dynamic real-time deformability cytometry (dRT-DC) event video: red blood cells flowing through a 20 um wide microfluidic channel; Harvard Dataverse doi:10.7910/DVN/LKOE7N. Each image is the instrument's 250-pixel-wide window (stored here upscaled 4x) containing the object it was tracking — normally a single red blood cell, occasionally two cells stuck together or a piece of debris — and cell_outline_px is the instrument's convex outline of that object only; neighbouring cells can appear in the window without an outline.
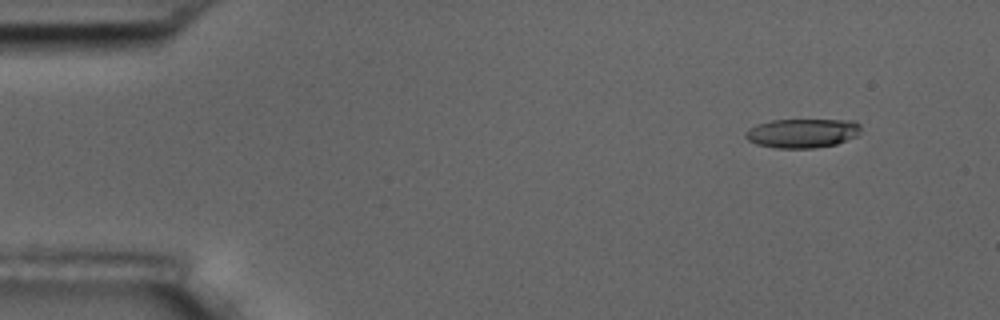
{"species": "common noctule bat (a hibernating species)", "species_latin": "Nyctalus noctula", "temperature_condition": "room temperature", "stored_images_in_passage": 4, "camera_frame_rate_fps": 3000, "um_per_image_px": 0.085, "animal": {"sex": "male", "body_mass_g": 17.5, "forearm_length_mm": 52.3}, "frame": {"image": 1, "passage_image": 1, "time_ms": 0.0, "image_size_px": [1000, 320], "cell_outline_px": [[860, 132], [856, 136], [836, 144], [812, 148], [776, 148], [756, 144], [748, 140], [744, 136], [744, 132], [756, 124], [772, 120], [856, 120], [860, 124]], "centroid_in_image_um": [68.18, 11.31], "position_along_channel_um": 16.8, "area_um2": 19.65}}
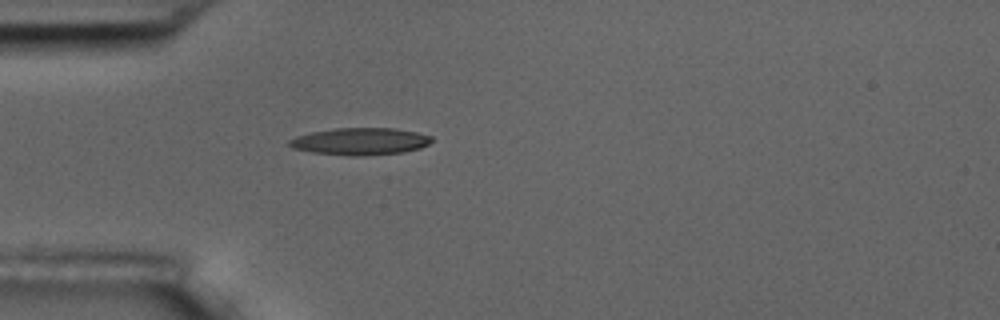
{"frame": {"image": 2, "passage_image": 4, "time_ms": 3.667, "image_size_px": [1000, 320], "cell_outline_px": [[432, 140], [428, 144], [420, 148], [404, 152], [364, 156], [348, 156], [312, 152], [292, 148], [288, 144], [288, 140], [296, 136], [312, 132], [336, 128], [396, 128], [416, 132], [432, 136]], "centroid_in_image_um": [30.61, 12.02], "position_along_channel_um": 54.4, "area_um2": 22.6}}